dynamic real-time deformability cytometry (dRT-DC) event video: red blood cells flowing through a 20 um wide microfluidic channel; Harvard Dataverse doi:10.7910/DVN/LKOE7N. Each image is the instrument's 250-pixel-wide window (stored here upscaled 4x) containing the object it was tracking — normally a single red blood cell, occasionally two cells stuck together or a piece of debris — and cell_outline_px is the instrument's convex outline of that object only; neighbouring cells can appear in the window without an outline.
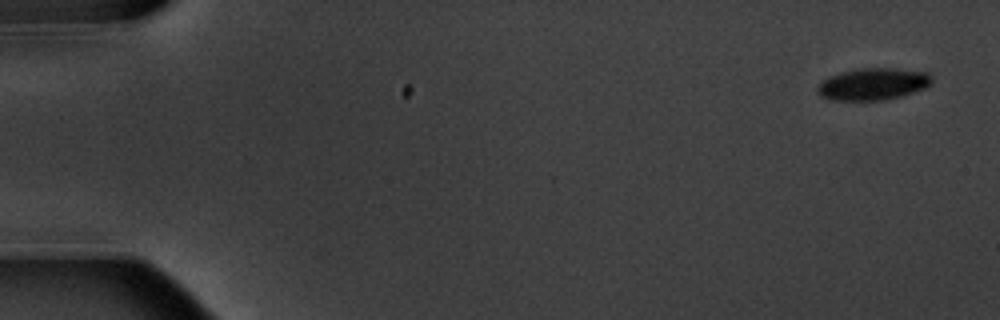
{"species": "common noctule bat (a hibernating species)", "species_latin": "Nyctalus noctula", "temperature_condition": "warm", "stored_images_in_passage": 5, "camera_frame_rate_fps": 3000, "um_per_image_px": 0.085, "animal": {"sex": "male", "body_mass_g": 20.1, "forearm_length_mm": 53.5}, "frame": {"image": 1, "passage_image": 1, "time_ms": 0.0, "image_size_px": [1000, 320], "cell_outline_px": [[932, 84], [924, 88], [900, 96], [884, 100], [828, 100], [820, 96], [816, 92], [816, 88], [828, 76], [860, 68], [896, 68], [928, 72], [932, 76]], "centroid_in_image_um": [74.2, 7.14], "position_along_channel_um": 10.8, "area_um2": 21.33}}
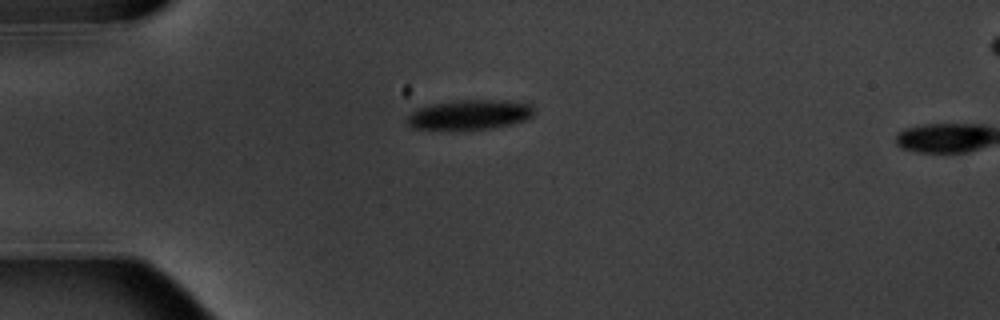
{"frame": {"image": 2, "passage_image": 4, "time_ms": 4.333, "image_size_px": [1000, 320], "cell_outline_px": [[536, 112], [532, 116], [524, 120], [512, 124], [492, 128], [464, 132], [448, 132], [412, 128], [404, 120], [416, 108], [432, 104], [456, 100], [508, 100], [532, 104], [536, 108]], "centroid_in_image_um": [39.89, 9.79], "position_along_channel_um": 45.1, "area_um2": 23.29}}